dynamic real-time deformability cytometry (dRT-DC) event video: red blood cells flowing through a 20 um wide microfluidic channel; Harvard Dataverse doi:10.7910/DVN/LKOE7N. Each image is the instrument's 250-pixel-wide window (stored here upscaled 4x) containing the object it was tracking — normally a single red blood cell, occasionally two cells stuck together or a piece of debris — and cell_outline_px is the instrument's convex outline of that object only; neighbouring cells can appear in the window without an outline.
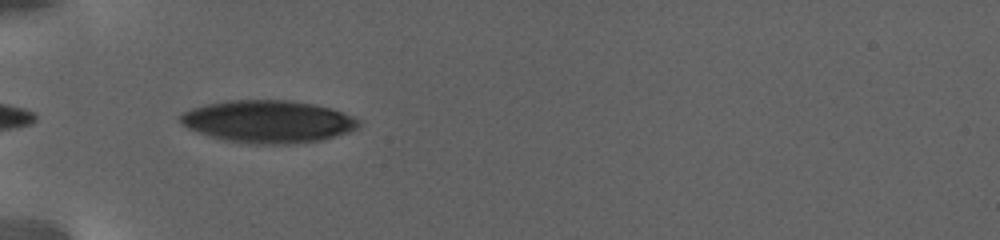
{"species": "human", "species_latin": "Homo sapiens", "temperature_condition": "warm", "stored_images_in_passage": 6, "camera_frame_rate_fps": 3000, "um_per_image_px": 0.085, "donor": {"sex": "female"}, "frame": {"image": 1, "passage_image": 1, "time_ms": 0.0, "image_size_px": [1000, 240], "cell_outline_px": [[360, 124], [356, 128], [348, 132], [320, 140], [292, 144], [252, 144], [224, 140], [188, 128], [180, 120], [180, 116], [184, 112], [192, 108], [208, 104], [228, 100], [292, 100], [316, 104], [332, 108], [352, 116], [360, 120]], "centroid_in_image_um": [22.82, 10.32], "position_along_channel_um": 62.2, "area_um2": 43.93}}
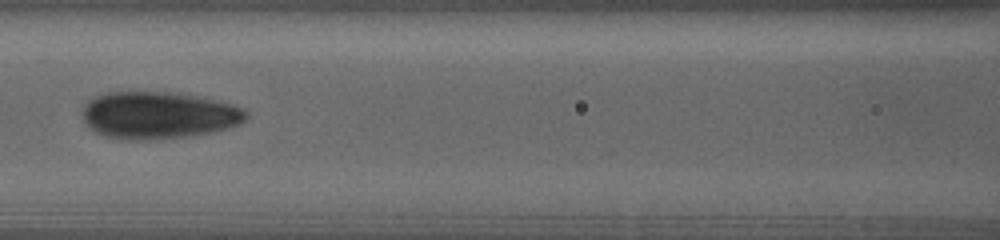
{"frame": {"image": 2, "passage_image": 4, "time_ms": 3.667, "image_size_px": [1000, 240], "cell_outline_px": [[248, 116], [240, 124], [208, 132], [184, 136], [144, 140], [128, 140], [104, 136], [96, 132], [84, 124], [84, 108], [88, 100], [92, 96], [104, 92], [180, 92], [232, 104], [248, 112]], "centroid_in_image_um": [13.42, 9.77], "position_along_channel_um": 153.2, "area_um2": 44.8}}
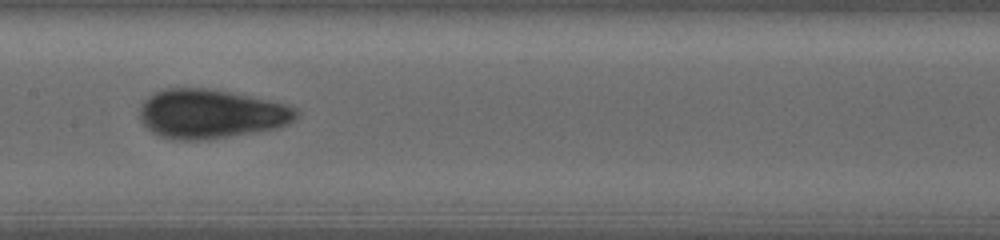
{"frame": {"image": 3, "passage_image": 5, "time_ms": 5.0, "image_size_px": [1000, 240], "cell_outline_px": [[296, 116], [288, 124], [276, 128], [208, 140], [172, 140], [160, 136], [152, 132], [140, 120], [140, 108], [144, 100], [148, 96], [164, 88], [204, 88], [228, 92], [264, 100], [296, 108]], "centroid_in_image_um": [17.83, 9.7], "position_along_channel_um": 189.6, "area_um2": 44.22}}